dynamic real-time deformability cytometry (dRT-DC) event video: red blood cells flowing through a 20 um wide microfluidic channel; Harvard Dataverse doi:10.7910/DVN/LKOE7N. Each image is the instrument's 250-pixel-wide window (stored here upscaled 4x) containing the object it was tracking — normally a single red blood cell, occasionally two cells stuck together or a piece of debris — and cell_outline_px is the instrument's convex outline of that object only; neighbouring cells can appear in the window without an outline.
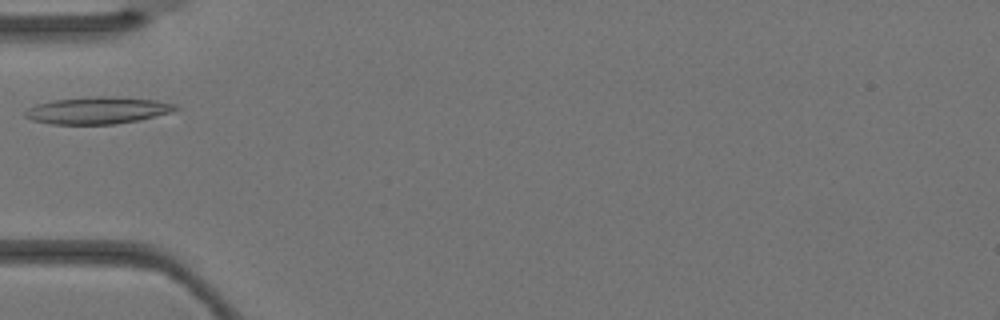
{"species": "Egyptian fruit bat (a non-hibernating species)", "species_latin": "Rousettus aegyptiacus", "temperature_condition": "warm", "stored_images_in_passage": 2, "camera_frame_rate_fps": 3000, "um_per_image_px": 0.085, "animal": {"sex": "female"}, "frame": {"image": 1, "passage_image": 2, "time_ms": 0.333, "image_size_px": [1000, 320], "cell_outline_px": [[180, 108], [172, 112], [140, 120], [116, 124], [48, 124], [32, 120], [24, 116], [24, 112], [28, 108], [36, 104], [56, 100], [100, 96], [108, 96], [156, 100], [176, 104]], "centroid_in_image_um": [8.32, 9.39], "position_along_channel_um": 76.7, "area_um2": 23.64}}